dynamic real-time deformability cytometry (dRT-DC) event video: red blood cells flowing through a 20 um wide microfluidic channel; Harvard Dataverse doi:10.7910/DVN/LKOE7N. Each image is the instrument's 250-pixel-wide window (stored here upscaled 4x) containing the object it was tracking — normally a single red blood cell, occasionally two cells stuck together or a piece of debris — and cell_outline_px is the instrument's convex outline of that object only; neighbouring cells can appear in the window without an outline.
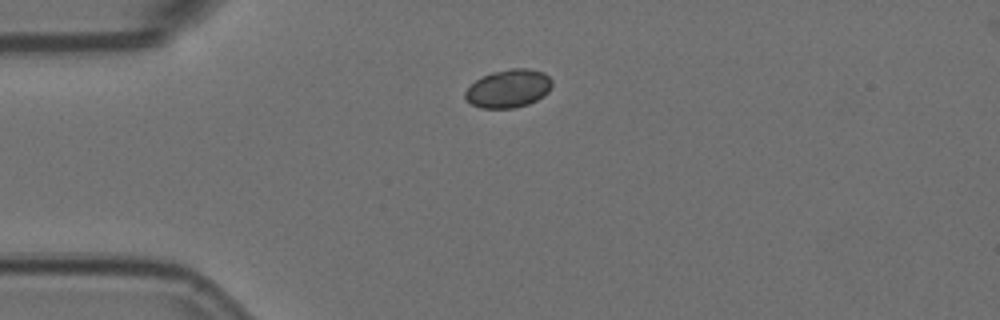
{"species": "Egyptian fruit bat (a non-hibernating species)", "species_latin": "Rousettus aegyptiacus", "temperature_condition": "room temperature", "stored_images_in_passage": 2, "camera_frame_rate_fps": 3000, "um_per_image_px": 0.085, "animal": {"sex": "female"}, "frame": {"image": 1, "passage_image": 1, "time_ms": 0.0, "image_size_px": [1000, 320], "cell_outline_px": [[552, 84], [548, 92], [544, 96], [528, 104], [512, 108], [480, 108], [472, 104], [464, 96], [464, 92], [476, 80], [492, 72], [512, 68], [528, 68], [544, 72], [552, 80]], "centroid_in_image_um": [43.24, 7.52], "position_along_channel_um": 41.8, "area_um2": 19.25}}